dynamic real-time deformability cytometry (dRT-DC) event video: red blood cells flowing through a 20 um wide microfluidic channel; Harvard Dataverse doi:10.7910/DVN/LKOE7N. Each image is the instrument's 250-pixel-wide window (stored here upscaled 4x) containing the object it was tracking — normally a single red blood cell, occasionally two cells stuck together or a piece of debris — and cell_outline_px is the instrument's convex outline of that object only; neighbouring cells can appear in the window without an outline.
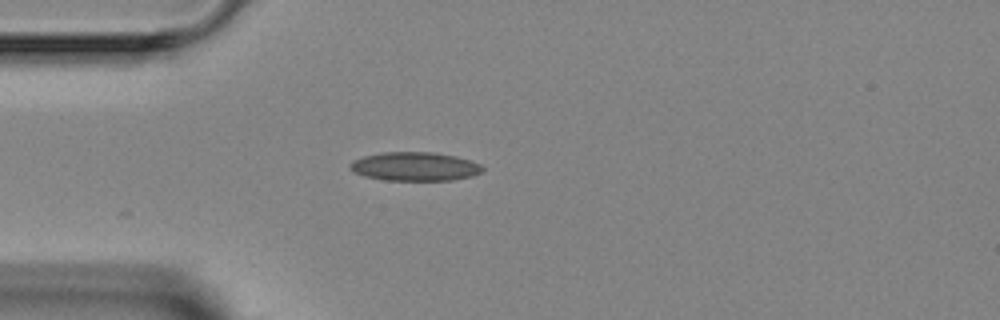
{"species": "Egyptian fruit bat (a non-hibernating species)", "species_latin": "Rousettus aegyptiacus", "temperature_condition": "room temperature", "stored_images_in_passage": 2, "camera_frame_rate_fps": 3000, "um_per_image_px": 0.085, "animal": {"sex": "female"}, "frame": {"image": 1, "passage_image": 1, "time_ms": 0.0, "image_size_px": [1000, 320], "cell_outline_px": [[484, 172], [472, 176], [452, 180], [384, 180], [364, 176], [352, 172], [348, 164], [352, 160], [364, 156], [384, 152], [432, 152], [456, 156], [480, 164], [484, 168]], "centroid_in_image_um": [35.24, 14.15], "position_along_channel_um": 49.8, "area_um2": 22.31}}